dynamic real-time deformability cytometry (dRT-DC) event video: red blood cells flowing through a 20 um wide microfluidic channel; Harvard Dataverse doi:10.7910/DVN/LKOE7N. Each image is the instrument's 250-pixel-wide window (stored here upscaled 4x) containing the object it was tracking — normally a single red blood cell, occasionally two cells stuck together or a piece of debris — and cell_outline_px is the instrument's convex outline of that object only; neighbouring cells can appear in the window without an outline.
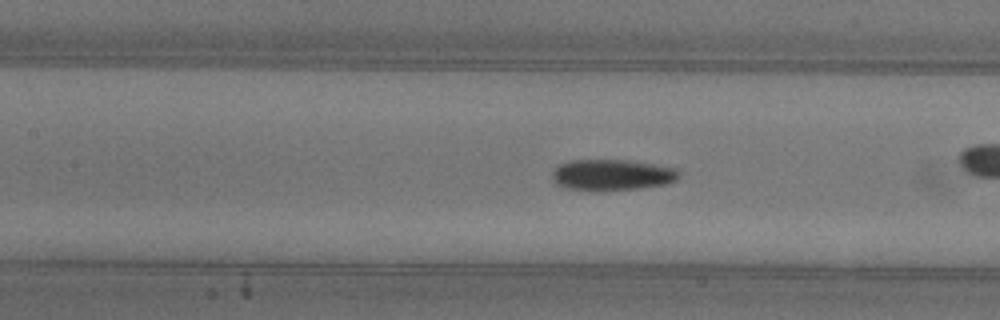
{"species": "common noctule bat (a hibernating species)", "species_latin": "Nyctalus noctula", "temperature_condition": "warm", "stored_images_in_passage": 42, "camera_frame_rate_fps": 3000, "um_per_image_px": 0.085, "animal": {"sex": "female"}, "frame": {"image": 1, "passage_image": 24, "time_ms": 7.667, "image_size_px": [1000, 320], "cell_outline_px": [[680, 176], [676, 180], [668, 184], [640, 188], [596, 192], [564, 188], [556, 184], [552, 180], [552, 172], [560, 164], [568, 160], [628, 160], [676, 168], [680, 172]], "centroid_in_image_um": [52.0, 14.89], "position_along_channel_um": 155.4, "area_um2": 23.41}}